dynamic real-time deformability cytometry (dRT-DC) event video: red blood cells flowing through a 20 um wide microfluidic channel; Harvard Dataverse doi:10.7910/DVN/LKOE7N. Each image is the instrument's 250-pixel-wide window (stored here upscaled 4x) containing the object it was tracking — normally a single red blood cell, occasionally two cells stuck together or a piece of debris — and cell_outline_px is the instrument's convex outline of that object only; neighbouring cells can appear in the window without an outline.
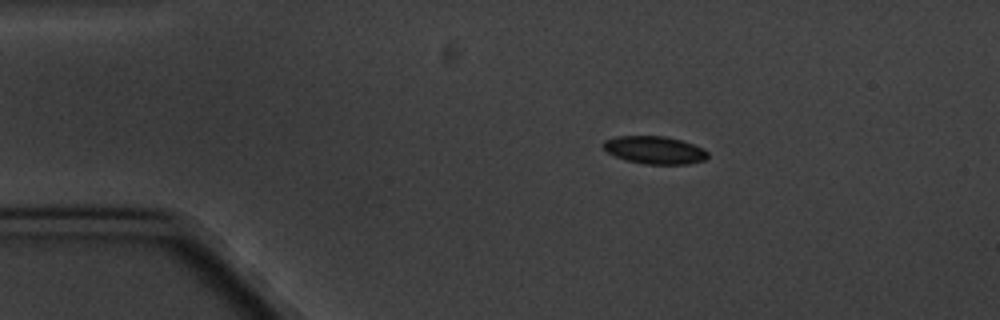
{"species": "common noctule bat (a hibernating species)", "species_latin": "Nyctalus noctula", "temperature_condition": "cold", "stored_images_in_passage": 2, "camera_frame_rate_fps": 3000, "um_per_image_px": 0.085, "animal": {"sex": "male", "body_mass_g": 20.1, "forearm_length_mm": 53.5}, "frame": {"image": 1, "passage_image": 1, "time_ms": 0.0, "image_size_px": [1000, 320], "cell_outline_px": [[708, 156], [704, 160], [688, 164], [644, 164], [624, 160], [608, 152], [604, 148], [604, 140], [616, 136], [664, 136], [680, 140], [704, 148], [708, 152]], "centroid_in_image_um": [55.65, 12.76], "position_along_channel_um": 29.3, "area_um2": 16.82}}